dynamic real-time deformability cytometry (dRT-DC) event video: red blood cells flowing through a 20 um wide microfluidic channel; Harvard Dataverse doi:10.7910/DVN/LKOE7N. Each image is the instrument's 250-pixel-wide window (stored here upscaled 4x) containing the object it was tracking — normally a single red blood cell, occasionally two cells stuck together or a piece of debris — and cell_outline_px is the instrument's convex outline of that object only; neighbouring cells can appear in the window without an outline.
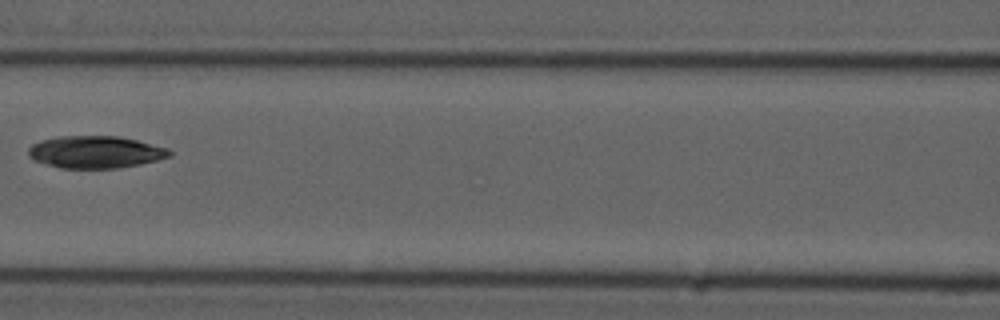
{"species": "common noctule bat (a hibernating species)", "species_latin": "Nyctalus noctula", "temperature_condition": "cold", "stored_images_in_passage": 7, "camera_frame_rate_fps": 3000, "um_per_image_px": 0.085, "animal": {"sex": "male", "forearm_length_mm": 52.5}, "frame": {"image": 1, "passage_image": 6, "time_ms": 1.667, "image_size_px": [1000, 320], "cell_outline_px": [[172, 156], [140, 164], [116, 168], [60, 168], [32, 160], [28, 156], [28, 148], [32, 144], [40, 140], [60, 136], [120, 136], [168, 148], [172, 152]], "centroid_in_image_um": [8.08, 12.92], "position_along_channel_um": 158.5, "area_um2": 26.59}}
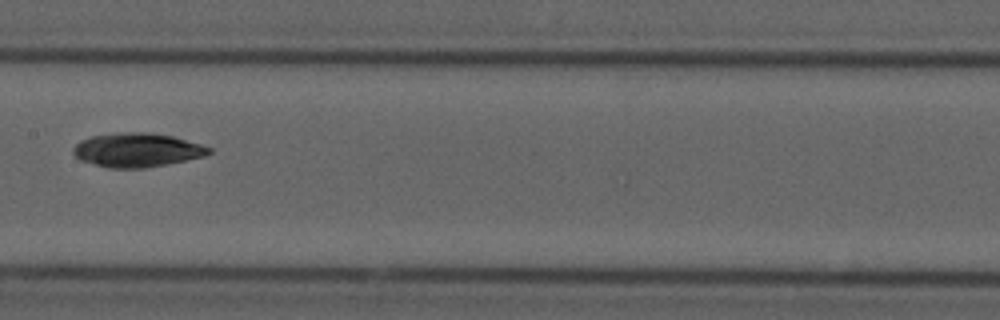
{"frame": {"image": 2, "passage_image": 7, "time_ms": 2.0, "image_size_px": [1000, 320], "cell_outline_px": [[212, 152], [204, 156], [144, 168], [108, 168], [80, 160], [72, 152], [72, 148], [80, 140], [92, 136], [116, 132], [148, 132], [172, 136], [200, 144], [212, 148]], "centroid_in_image_um": [11.61, 12.74], "position_along_channel_um": 195.8, "area_um2": 26.76}}